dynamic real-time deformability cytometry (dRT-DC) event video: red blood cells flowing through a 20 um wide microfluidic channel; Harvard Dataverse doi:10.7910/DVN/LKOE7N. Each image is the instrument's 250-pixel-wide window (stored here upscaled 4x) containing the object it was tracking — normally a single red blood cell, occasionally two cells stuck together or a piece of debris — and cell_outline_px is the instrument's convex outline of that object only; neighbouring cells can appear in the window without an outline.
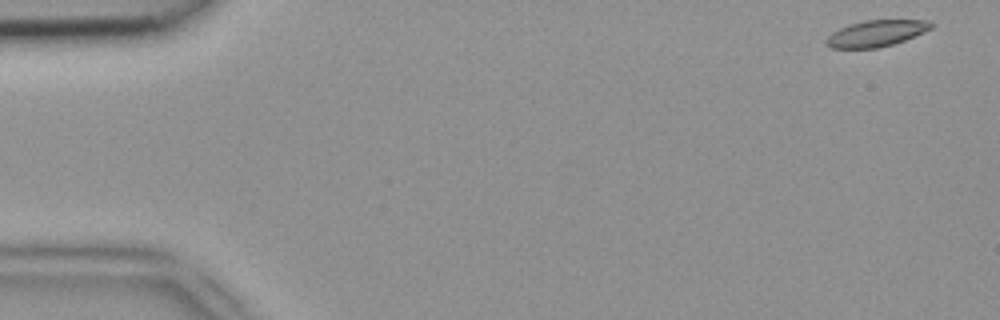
{"species": "common noctule bat (a hibernating species)", "species_latin": "Nyctalus noctula", "temperature_condition": "room temperature", "stored_images_in_passage": 48, "camera_frame_rate_fps": 3000, "um_per_image_px": 0.085, "animal": {"sex": "female", "body_mass_g": 18.4}, "frame": {"image": 1, "passage_image": 1, "time_ms": 0.0, "image_size_px": [1000, 320], "cell_outline_px": [[936, 24], [932, 28], [924, 32], [904, 40], [892, 44], [876, 48], [832, 48], [824, 44], [824, 40], [832, 32], [848, 24], [864, 20], [928, 20]], "centroid_in_image_um": [74.46, 2.83], "position_along_channel_um": 10.5, "area_um2": 16.18}}
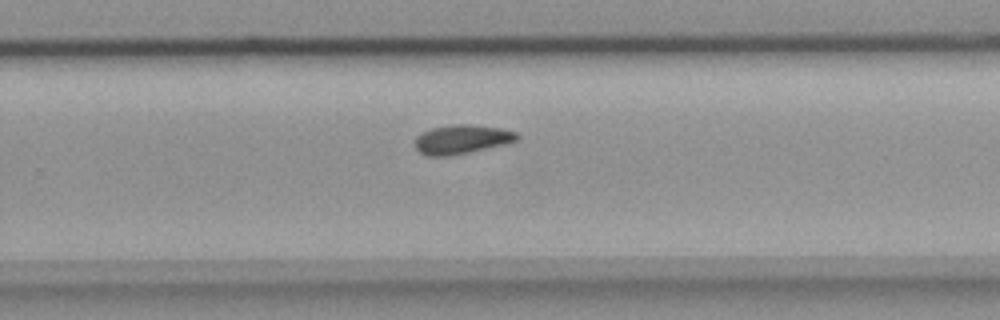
{"frame": {"image": 2, "passage_image": 31, "time_ms": 10.0, "image_size_px": [1000, 320], "cell_outline_px": [[520, 136], [516, 140], [508, 144], [448, 156], [428, 156], [420, 152], [416, 148], [416, 136], [420, 132], [432, 128], [452, 124], [472, 124], [500, 128], [516, 132]], "centroid_in_image_um": [39.26, 11.83], "position_along_channel_um": 290.5, "area_um2": 17.34}}
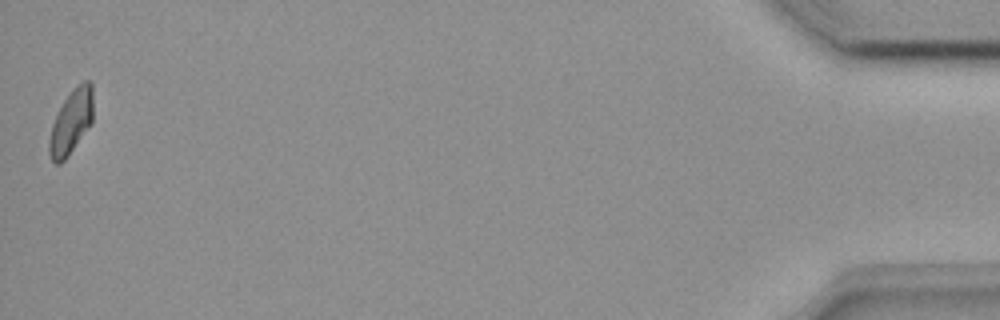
{"frame": {"image": 3, "passage_image": 48, "time_ms": 15.667, "image_size_px": [1000, 320], "cell_outline_px": [[92, 124], [68, 156], [60, 164], [56, 164], [52, 160], [48, 152], [48, 140], [52, 124], [64, 100], [76, 84], [84, 80], [88, 80], [92, 84]], "centroid_in_image_um": [6.05, 10.37], "position_along_channel_um": 429.2, "area_um2": 16.53}}